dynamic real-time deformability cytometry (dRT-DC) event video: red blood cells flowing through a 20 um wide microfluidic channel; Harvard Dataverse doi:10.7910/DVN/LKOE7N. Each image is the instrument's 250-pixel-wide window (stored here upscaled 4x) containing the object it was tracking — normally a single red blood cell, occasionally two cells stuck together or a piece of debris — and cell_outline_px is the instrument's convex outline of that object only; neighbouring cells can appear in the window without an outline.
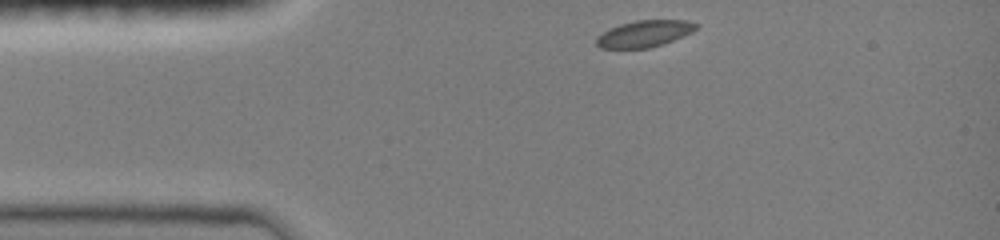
{"species": "common noctule bat (a hibernating species)", "species_latin": "Nyctalus noctula", "temperature_condition": "room temperature", "stored_images_in_passage": 34, "camera_frame_rate_fps": 3000, "um_per_image_px": 0.085, "animal": {"sex": "female", "body_mass_g": 19.0, "forearm_length_mm": 51.5}, "frame": {"image": 1, "passage_image": 1, "time_ms": 0.0, "image_size_px": [1000, 240], "cell_outline_px": [[700, 24], [692, 32], [664, 44], [648, 48], [600, 48], [596, 44], [596, 36], [608, 28], [620, 24], [636, 20], [688, 20]], "centroid_in_image_um": [54.76, 2.86], "position_along_channel_um": 30.2, "area_um2": 15.61}}
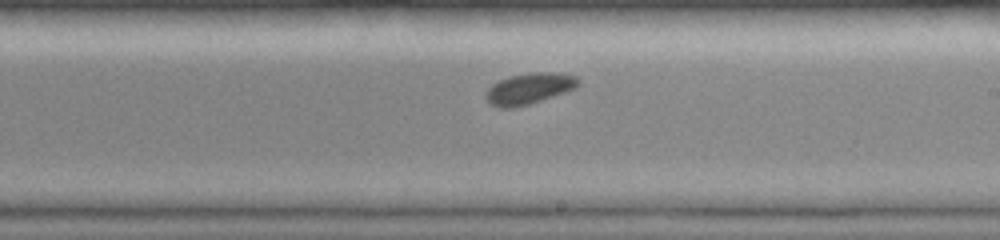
{"frame": {"image": 2, "passage_image": 20, "time_ms": 6.333, "image_size_px": [1000, 240], "cell_outline_px": [[580, 84], [576, 88], [528, 104], [512, 108], [500, 108], [492, 104], [484, 96], [484, 92], [492, 84], [508, 76], [532, 72], [552, 72], [576, 76], [580, 80]], "centroid_in_image_um": [44.96, 7.51], "position_along_channel_um": 244.0, "area_um2": 16.65}}
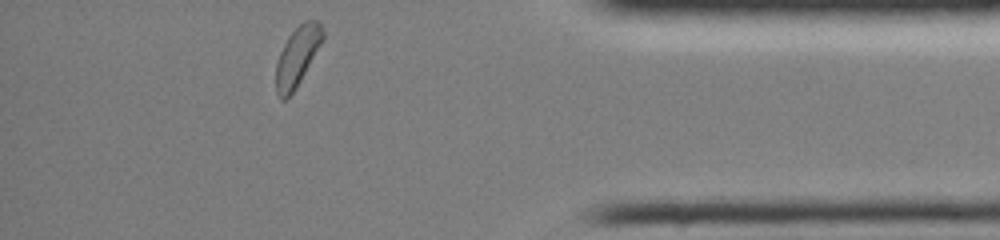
{"frame": {"image": 3, "passage_image": 34, "time_ms": 11.0, "image_size_px": [1000, 240], "cell_outline_px": [[324, 40], [296, 88], [284, 100], [280, 100], [276, 92], [276, 64], [280, 52], [288, 36], [304, 20], [316, 20], [320, 24], [324, 32]], "centroid_in_image_um": [25.28, 4.78], "position_along_channel_um": 409.9, "area_um2": 16.13}, "authors_computed_cell_mechanics": {"area_um2": 16.3863, "velocity_mm_per_s": 3.995, "shape_relaxation_time_tau1_ms": 1.8094, "shape_relaxation_time_tau2_ms": null, "deformation_change_tau1": 0.0791, "deformation_change_tau2": null}}